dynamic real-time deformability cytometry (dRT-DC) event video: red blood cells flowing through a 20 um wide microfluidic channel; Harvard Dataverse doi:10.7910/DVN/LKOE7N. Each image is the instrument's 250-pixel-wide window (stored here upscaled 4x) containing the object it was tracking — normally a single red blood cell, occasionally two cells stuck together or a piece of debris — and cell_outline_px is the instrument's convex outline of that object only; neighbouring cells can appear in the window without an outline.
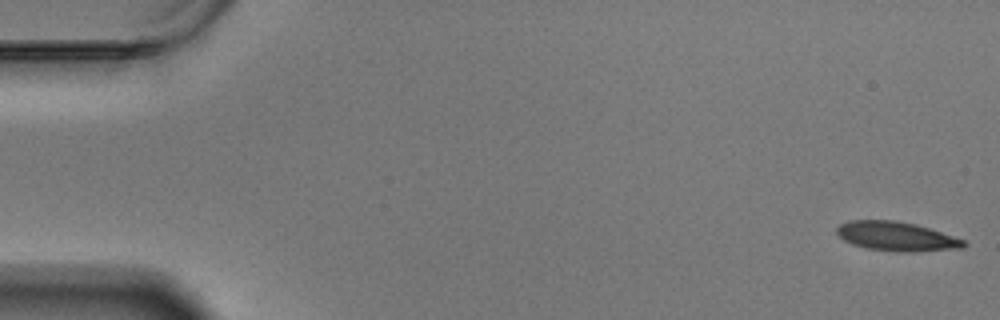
{"species": "Egyptian fruit bat (a non-hibernating species)", "species_latin": "Rousettus aegyptiacus", "temperature_condition": "warm", "stored_images_in_passage": 59, "camera_frame_rate_fps": 3000, "um_per_image_px": 0.085, "animal": {"sex": "male"}, "frame": {"image": 1, "passage_image": 1, "time_ms": 0.0, "image_size_px": [1000, 320], "cell_outline_px": [[968, 244], [964, 248], [912, 252], [904, 252], [868, 248], [852, 244], [844, 240], [836, 232], [836, 228], [840, 224], [848, 220], [896, 220], [916, 224], [964, 240]], "centroid_in_image_um": [76.2, 20.08], "position_along_channel_um": 8.8, "area_um2": 21.5}}
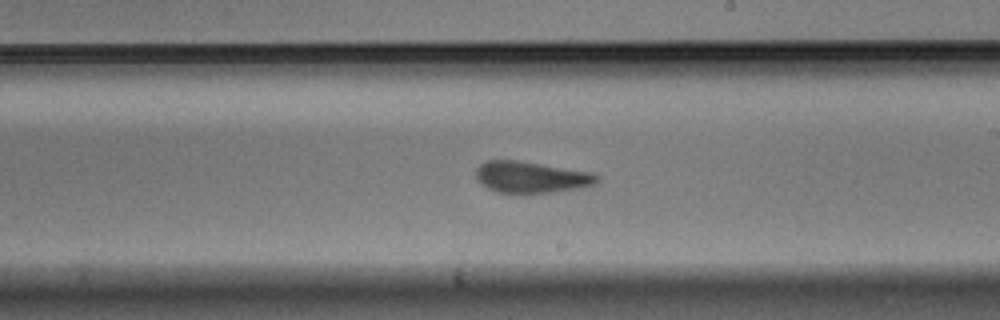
{"frame": {"image": 2, "passage_image": 34, "time_ms": 11.0, "image_size_px": [1000, 320], "cell_outline_px": [[600, 180], [596, 184], [580, 188], [552, 192], [520, 196], [496, 192], [488, 188], [476, 180], [476, 168], [480, 164], [488, 160], [520, 160], [592, 172], [600, 176]], "centroid_in_image_um": [45.15, 15.09], "position_along_channel_um": 243.8, "area_um2": 23.06}}
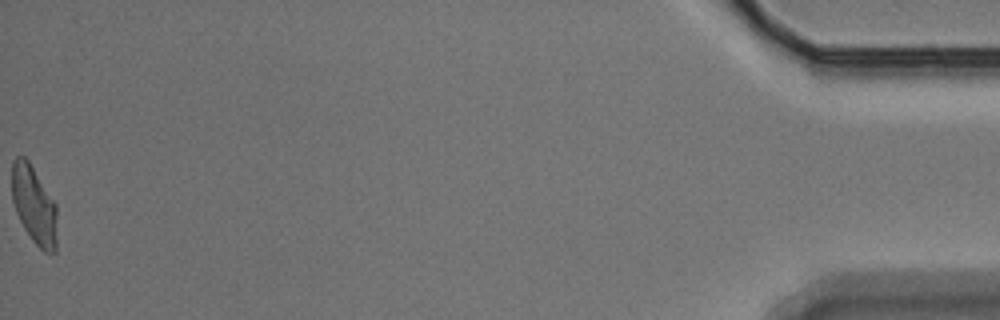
{"frame": {"image": 3, "passage_image": 59, "time_ms": 19.333, "image_size_px": [1000, 320], "cell_outline_px": [[56, 252], [44, 252], [32, 240], [24, 228], [16, 212], [12, 200], [12, 160], [16, 156], [24, 156], [28, 160], [56, 204]], "centroid_in_image_um": [2.88, 17.42], "position_along_channel_um": 432.3, "area_um2": 20.4}, "authors_computed_cell_mechanics": {"area_um2": 22.1952, "velocity_mm_per_s": 3.4365, "shape_relaxation_time_tau1_ms": 6.4399, "shape_relaxation_time_tau2_ms": 1.7748, "deformation_change_tau1": 0.1992, "deformation_change_tau2": 0.0949}}